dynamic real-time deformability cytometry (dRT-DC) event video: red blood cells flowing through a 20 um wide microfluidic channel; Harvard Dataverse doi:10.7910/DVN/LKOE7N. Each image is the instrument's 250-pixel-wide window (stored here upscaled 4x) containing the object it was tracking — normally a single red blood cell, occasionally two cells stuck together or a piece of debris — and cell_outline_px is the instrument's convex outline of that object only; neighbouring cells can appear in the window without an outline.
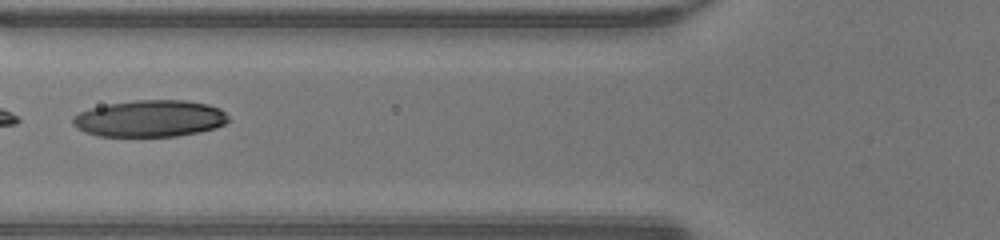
{"species": "human", "species_latin": "Homo sapiens", "temperature_condition": "warm", "stored_images_in_passage": 33, "camera_frame_rate_fps": 3000, "um_per_image_px": 0.085, "donor": {"sex": "male"}, "frame": {"image": 1, "passage_image": 8, "time_ms": 2.333, "image_size_px": [1000, 240], "cell_outline_px": [[228, 120], [224, 124], [216, 128], [176, 136], [100, 136], [84, 132], [76, 128], [72, 124], [72, 116], [80, 112], [92, 108], [108, 104], [136, 100], [184, 100], [208, 104], [220, 108], [228, 116]], "centroid_in_image_um": [12.72, 10.07], "position_along_channel_um": 113.1, "area_um2": 33.23}}
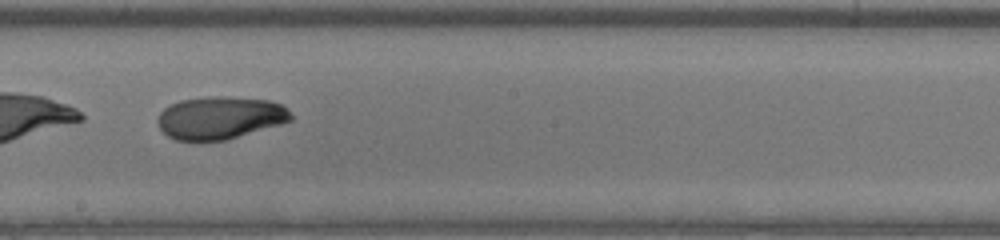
{"frame": {"image": 2, "passage_image": 16, "time_ms": 5.0, "image_size_px": [1000, 240], "cell_outline_px": [[292, 120], [280, 124], [224, 140], [176, 140], [168, 136], [160, 128], [156, 120], [160, 112], [164, 108], [180, 100], [208, 96], [220, 96], [268, 100], [280, 104], [288, 108], [292, 116]], "centroid_in_image_um": [18.68, 10.0], "position_along_channel_um": 229.5, "area_um2": 32.83}}
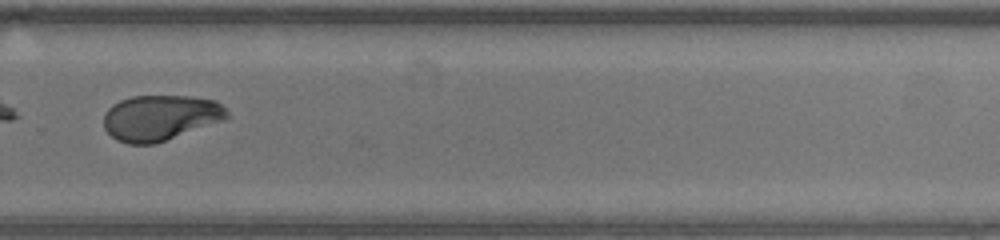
{"frame": {"image": 3, "passage_image": 22, "time_ms": 7.0, "image_size_px": [1000, 240], "cell_outline_px": [[232, 116], [224, 120], [156, 144], [128, 144], [116, 140], [104, 128], [104, 116], [108, 108], [112, 104], [120, 100], [132, 96], [192, 96], [216, 100]], "centroid_in_image_um": [13.64, 10.01], "position_along_channel_um": 316.2, "area_um2": 32.95}, "authors_computed_cell_mechanics": {"area_um2": 33.0038, "velocity_mm_per_s": 4.3454, "shape_relaxation_time_tau1_ms": 10.1696, "shape_relaxation_time_tau2_ms": 1.3548, "deformation_change_tau1": 0.328, "deformation_change_tau2": 0.0417}}